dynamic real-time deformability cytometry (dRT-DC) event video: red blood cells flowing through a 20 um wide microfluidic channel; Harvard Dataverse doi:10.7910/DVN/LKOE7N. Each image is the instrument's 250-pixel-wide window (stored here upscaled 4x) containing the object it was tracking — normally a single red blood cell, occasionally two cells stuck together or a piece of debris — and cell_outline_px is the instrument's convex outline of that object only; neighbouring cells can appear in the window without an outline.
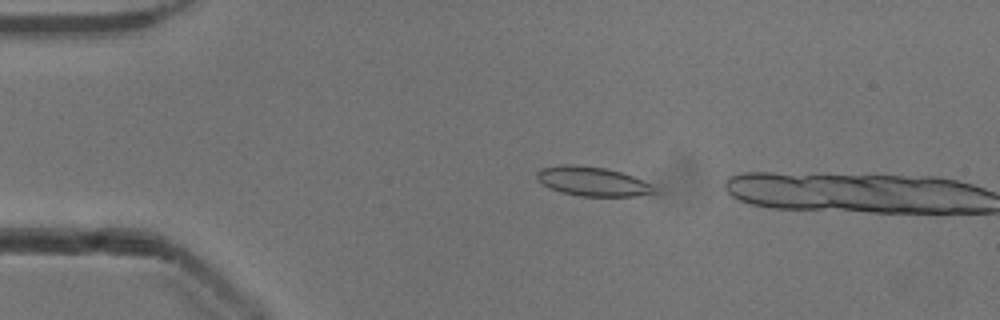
{"species": "common noctule bat (a hibernating species)", "species_latin": "Nyctalus noctula", "temperature_condition": "cold", "stored_images_in_passage": 3, "camera_frame_rate_fps": 3000, "um_per_image_px": 0.085, "animal": {"sex": "male", "body_mass_g": 13.3}, "frame": {"image": 1, "passage_image": 2, "time_ms": 0.333, "image_size_px": [1000, 320], "cell_outline_px": [[656, 192], [636, 196], [580, 196], [564, 192], [552, 188], [536, 180], [536, 172], [540, 168], [560, 164], [572, 164], [604, 168], [620, 172], [632, 176], [652, 184]], "centroid_in_image_um": [50.33, 15.41], "position_along_channel_um": 34.7, "area_um2": 19.83}}